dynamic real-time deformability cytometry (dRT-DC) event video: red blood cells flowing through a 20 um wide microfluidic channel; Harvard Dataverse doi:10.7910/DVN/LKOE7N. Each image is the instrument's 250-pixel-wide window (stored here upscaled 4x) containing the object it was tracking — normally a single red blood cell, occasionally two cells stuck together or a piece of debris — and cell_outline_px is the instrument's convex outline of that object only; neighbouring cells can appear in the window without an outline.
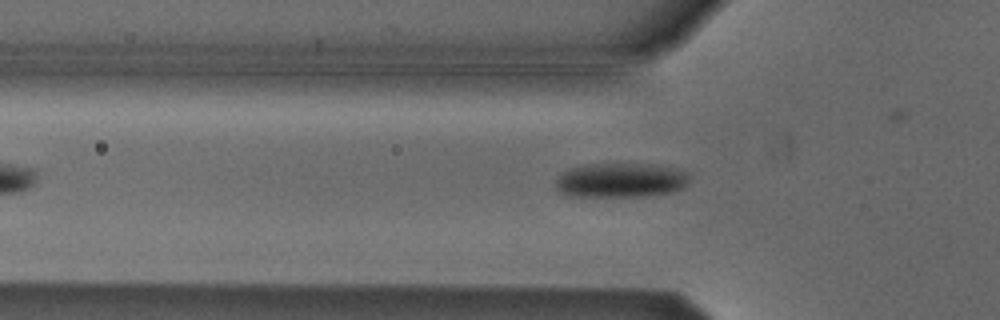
{"species": "Egyptian fruit bat (a non-hibernating species)", "species_latin": "Rousettus aegyptiacus", "temperature_condition": "cold", "stored_images_in_passage": 28, "camera_frame_rate_fps": 3000, "um_per_image_px": 0.085, "animal": {"sex": "male"}, "frame": {"image": 1, "passage_image": 3, "time_ms": 0.667, "image_size_px": [1000, 320], "cell_outline_px": [[688, 180], [684, 188], [672, 192], [644, 196], [568, 196], [560, 192], [556, 188], [556, 180], [560, 172], [568, 168], [580, 164], [648, 164], [672, 168], [684, 172], [688, 176]], "centroid_in_image_um": [52.68, 15.32], "position_along_channel_um": 73.1, "area_um2": 26.93}}
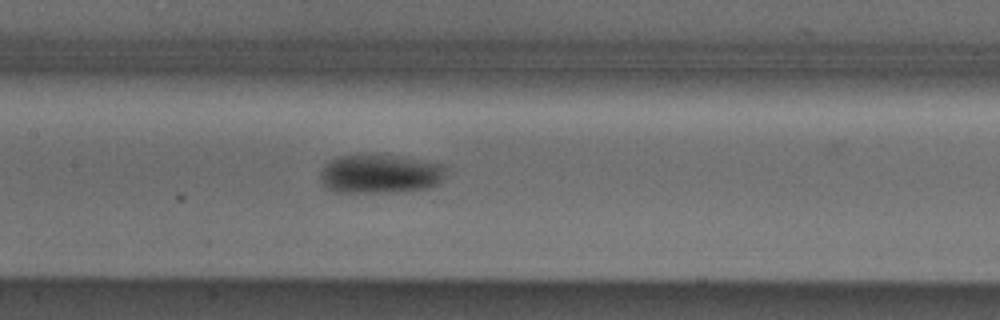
{"frame": {"image": 2, "passage_image": 11, "time_ms": 3.333, "image_size_px": [1000, 320], "cell_outline_px": [[444, 172], [440, 180], [436, 184], [424, 188], [396, 192], [336, 192], [324, 188], [320, 184], [320, 172], [324, 164], [340, 156], [400, 156], [440, 164], [444, 168]], "centroid_in_image_um": [32.21, 14.8], "position_along_channel_um": 175.2, "area_um2": 27.98}}
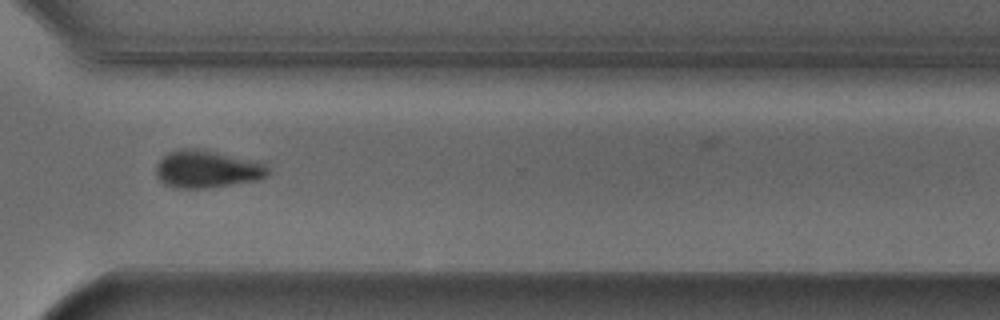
{"frame": {"image": 3, "passage_image": 25, "time_ms": 8.0, "image_size_px": [1000, 320], "cell_outline_px": [[268, 176], [260, 180], [208, 188], [176, 188], [164, 184], [156, 176], [156, 164], [168, 152], [180, 148], [204, 148], [264, 164], [268, 168]], "centroid_in_image_um": [17.56, 14.37], "position_along_channel_um": 353.0, "area_um2": 24.62}}